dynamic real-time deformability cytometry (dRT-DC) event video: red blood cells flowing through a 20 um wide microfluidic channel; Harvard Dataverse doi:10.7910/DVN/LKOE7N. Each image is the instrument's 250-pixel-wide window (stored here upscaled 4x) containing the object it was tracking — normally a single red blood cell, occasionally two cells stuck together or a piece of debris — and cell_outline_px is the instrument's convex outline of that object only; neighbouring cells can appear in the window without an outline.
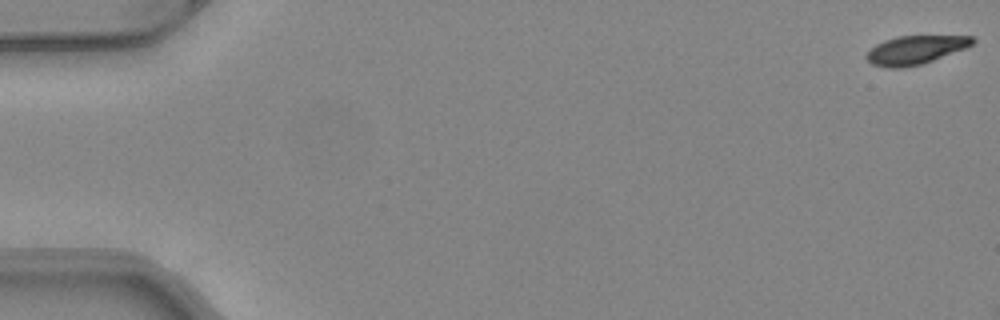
{"species": "common noctule bat (a hibernating species)", "species_latin": "Nyctalus noctula", "temperature_condition": "warm", "stored_images_in_passage": 8, "camera_frame_rate_fps": 3000, "um_per_image_px": 0.085, "animal": {"sex": "female", "body_mass_g": 24.6, "forearm_length_mm": 56.2}, "frame": {"image": 1, "passage_image": 1, "time_ms": 0.0, "image_size_px": [1000, 320], "cell_outline_px": [[976, 40], [972, 44], [964, 48], [924, 64], [904, 68], [884, 68], [872, 64], [864, 56], [876, 44], [884, 40], [896, 36], [972, 36]], "centroid_in_image_um": [77.77, 4.26], "position_along_channel_um": 7.2, "area_um2": 17.69}}